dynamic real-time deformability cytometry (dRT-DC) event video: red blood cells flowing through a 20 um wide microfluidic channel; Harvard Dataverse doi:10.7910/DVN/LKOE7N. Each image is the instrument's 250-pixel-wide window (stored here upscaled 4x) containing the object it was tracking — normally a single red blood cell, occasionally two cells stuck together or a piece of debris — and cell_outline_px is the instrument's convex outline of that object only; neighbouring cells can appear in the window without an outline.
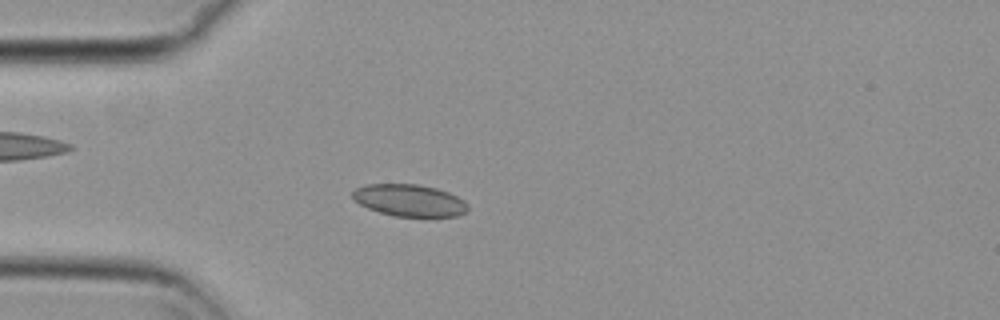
{"species": "common noctule bat (a hibernating species)", "species_latin": "Nyctalus noctula", "temperature_condition": "cold", "stored_images_in_passage": 55, "camera_frame_rate_fps": 3000, "um_per_image_px": 0.085, "animal": {"sex": "female", "body_mass_g": 29.2, "forearm_length_mm": 56.3}, "frame": {"image": 1, "passage_image": 15, "time_ms": 4.667, "image_size_px": [1000, 320], "cell_outline_px": [[468, 208], [464, 212], [456, 216], [392, 216], [368, 208], [360, 204], [352, 196], [352, 192], [356, 188], [364, 184], [420, 184], [436, 188], [448, 192], [464, 200], [468, 204]], "centroid_in_image_um": [34.79, 17.02], "position_along_channel_um": 50.2, "area_um2": 21.39}}
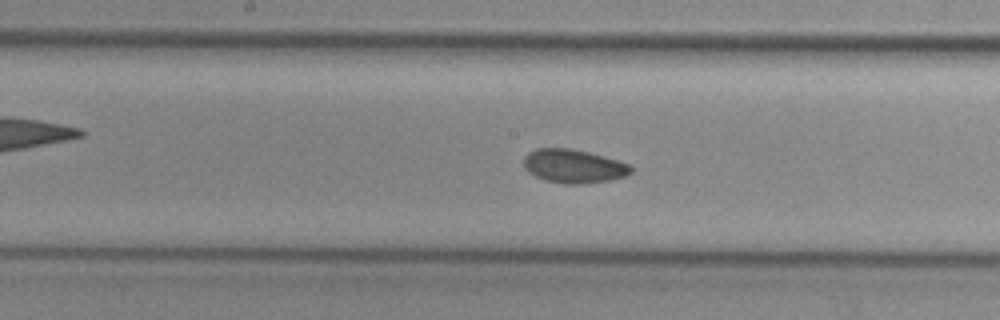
{"frame": {"image": 2, "passage_image": 28, "time_ms": 9.0, "image_size_px": [1000, 320], "cell_outline_px": [[632, 172], [624, 176], [608, 180], [576, 184], [568, 184], [544, 180], [528, 172], [524, 168], [524, 156], [528, 152], [536, 148], [568, 148], [588, 152], [604, 156], [628, 164], [632, 168]], "centroid_in_image_um": [48.71, 14.11], "position_along_channel_um": 199.5, "area_um2": 20.81}}
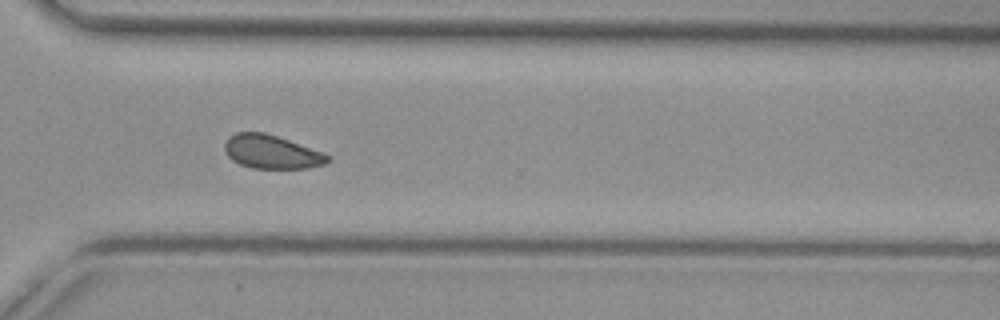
{"frame": {"image": 3, "passage_image": 40, "time_ms": 13.0, "image_size_px": [1000, 320], "cell_outline_px": [[332, 160], [324, 164], [308, 168], [252, 168], [240, 164], [232, 160], [224, 152], [224, 144], [228, 136], [236, 132], [264, 132], [324, 152], [332, 156]], "centroid_in_image_um": [23.09, 12.91], "position_along_channel_um": 347.5, "area_um2": 20.35}, "authors_computed_cell_mechanics": {"area_um2": 20.808, "velocity_mm_per_s": 3.7143, "shape_relaxation_time_tau1_ms": 3.8423, "shape_relaxation_time_tau2_ms": 2.4298, "deformation_change_tau1": 0.0694, "deformation_change_tau2": 0.0657}}